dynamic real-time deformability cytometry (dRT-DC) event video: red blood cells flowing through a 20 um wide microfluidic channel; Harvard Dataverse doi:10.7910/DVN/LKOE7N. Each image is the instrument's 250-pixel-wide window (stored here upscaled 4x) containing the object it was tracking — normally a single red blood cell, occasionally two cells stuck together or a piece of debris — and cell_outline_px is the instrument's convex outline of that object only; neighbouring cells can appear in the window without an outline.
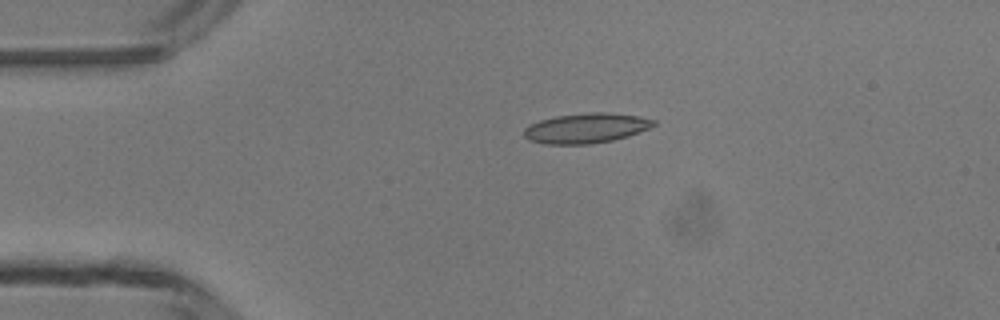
{"species": "common noctule bat (a hibernating species)", "species_latin": "Nyctalus noctula", "temperature_condition": "room temperature", "stored_images_in_passage": 2, "camera_frame_rate_fps": 3000, "um_per_image_px": 0.085, "animal": {"sex": "male", "body_mass_g": 13.3}, "frame": {"image": 1, "passage_image": 1, "time_ms": 0.0, "image_size_px": [1000, 320], "cell_outline_px": [[656, 124], [640, 132], [628, 136], [612, 140], [588, 144], [544, 144], [528, 140], [524, 136], [524, 128], [528, 124], [540, 120], [556, 116], [592, 112], [604, 112], [640, 116], [656, 120]], "centroid_in_image_um": [49.8, 10.89], "position_along_channel_um": 35.2, "area_um2": 22.66}}